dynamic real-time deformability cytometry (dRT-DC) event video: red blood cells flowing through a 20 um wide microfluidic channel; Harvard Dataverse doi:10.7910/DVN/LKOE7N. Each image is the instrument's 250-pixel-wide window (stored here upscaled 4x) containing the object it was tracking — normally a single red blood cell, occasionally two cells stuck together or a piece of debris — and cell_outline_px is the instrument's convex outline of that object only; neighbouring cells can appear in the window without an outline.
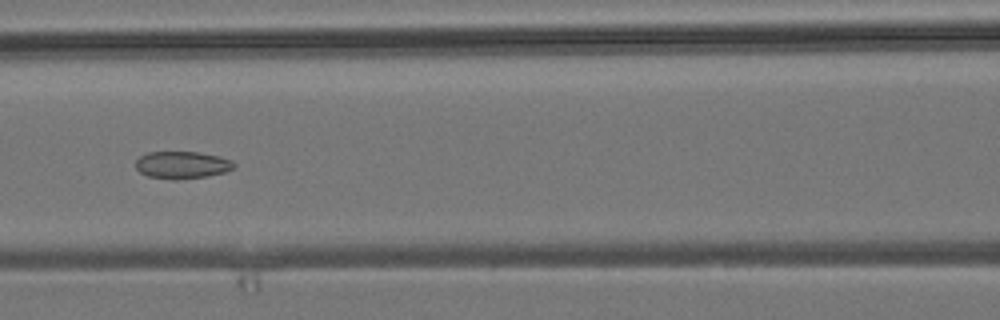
{"species": "common noctule bat (a hibernating species)", "species_latin": "Nyctalus noctula", "temperature_condition": "room temperature", "stored_images_in_passage": 7, "camera_frame_rate_fps": 3000, "um_per_image_px": 0.085, "animal": {"sex": "male", "body_mass_g": 19.2, "forearm_length_mm": 51.8}, "frame": {"image": 1, "passage_image": 7, "time_ms": 7.0, "image_size_px": [1000, 320], "cell_outline_px": [[236, 168], [224, 172], [208, 176], [176, 180], [148, 176], [140, 172], [136, 168], [136, 160], [140, 156], [148, 152], [196, 152], [220, 156], [232, 160], [236, 164]], "centroid_in_image_um": [15.51, 14.02], "position_along_channel_um": 151.1, "area_um2": 15.72}}